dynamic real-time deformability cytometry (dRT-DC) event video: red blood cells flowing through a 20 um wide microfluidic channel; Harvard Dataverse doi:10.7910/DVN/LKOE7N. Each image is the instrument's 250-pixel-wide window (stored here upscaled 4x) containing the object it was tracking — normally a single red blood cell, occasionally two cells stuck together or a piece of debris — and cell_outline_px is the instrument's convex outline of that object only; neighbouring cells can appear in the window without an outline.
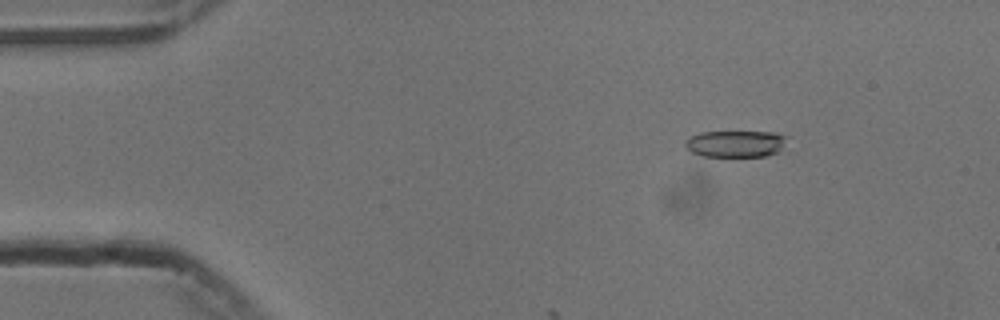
{"species": "common noctule bat (a hibernating species)", "species_latin": "Nyctalus noctula", "temperature_condition": "cold", "stored_images_in_passage": 14, "camera_frame_rate_fps": 3000, "um_per_image_px": 0.085, "animal": {"sex": "male", "body_mass_g": 13.3}, "frame": {"image": 1, "passage_image": 8, "time_ms": 2.333, "image_size_px": [1000, 320], "cell_outline_px": [[788, 136], [780, 148], [776, 152], [764, 156], [700, 156], [692, 152], [684, 144], [684, 140], [688, 136], [700, 132], [772, 132]], "centroid_in_image_um": [62.45, 12.21], "position_along_channel_um": 22.5, "area_um2": 15.72}}